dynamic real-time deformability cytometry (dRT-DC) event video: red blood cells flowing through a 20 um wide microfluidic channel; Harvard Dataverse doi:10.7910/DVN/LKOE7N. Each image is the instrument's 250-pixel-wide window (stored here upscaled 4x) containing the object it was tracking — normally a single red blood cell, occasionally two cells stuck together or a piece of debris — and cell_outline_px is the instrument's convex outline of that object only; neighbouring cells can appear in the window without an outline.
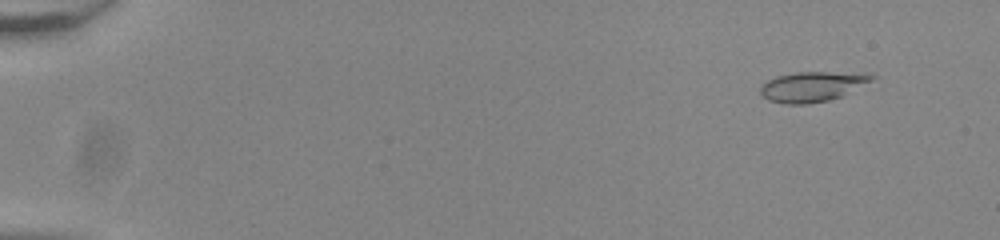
{"species": "common noctule bat (a hibernating species)", "species_latin": "Nyctalus noctula", "temperature_condition": "room temperature", "stored_images_in_passage": 55, "camera_frame_rate_fps": 3000, "um_per_image_px": 0.085, "animal": {"sex": "male", "body_mass_g": 20.0, "forearm_length_mm": 53.3}, "frame": {"image": 1, "passage_image": 5, "time_ms": 1.333, "image_size_px": [1000, 240], "cell_outline_px": [[876, 76], [872, 80], [840, 96], [828, 100], [804, 104], [788, 104], [768, 100], [760, 92], [760, 88], [768, 80], [776, 76], [796, 72], [872, 72]], "centroid_in_image_um": [69.08, 7.33], "position_along_channel_um": 15.9, "area_um2": 19.36}}
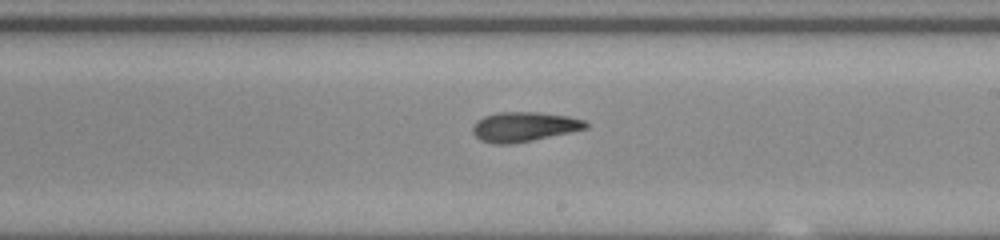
{"frame": {"image": 2, "passage_image": 34, "time_ms": 11.0, "image_size_px": [1000, 240], "cell_outline_px": [[588, 128], [532, 140], [512, 144], [492, 144], [480, 140], [472, 132], [472, 128], [476, 120], [484, 116], [496, 112], [540, 112], [568, 116], [584, 120], [588, 124]], "centroid_in_image_um": [44.51, 10.77], "position_along_channel_um": 244.5, "area_um2": 19.59}}
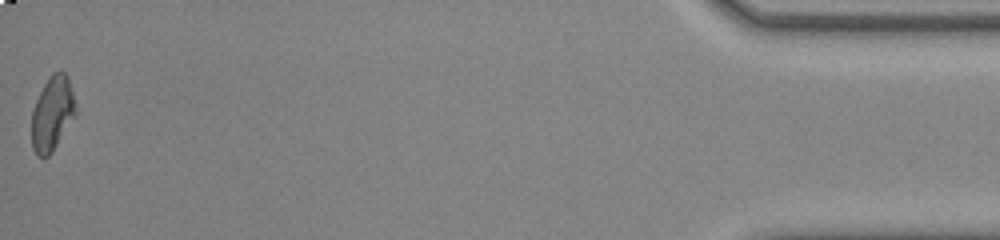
{"frame": {"image": 3, "passage_image": 55, "time_ms": 18.0, "image_size_px": [1000, 240], "cell_outline_px": [[76, 116], [52, 152], [48, 156], [36, 156], [32, 148], [32, 112], [36, 100], [44, 84], [52, 72], [64, 72], [68, 76], [76, 104]], "centroid_in_image_um": [4.46, 9.66], "position_along_channel_um": 430.7, "area_um2": 19.13}, "authors_computed_cell_mechanics": {"area_um2": 19.2474, "velocity_mm_per_s": 3.8587, "shape_relaxation_time_tau1_ms": 4.0485, "shape_relaxation_time_tau2_ms": 2.6936, "deformation_change_tau1": 0.1494, "deformation_change_tau2": 0.1049}}